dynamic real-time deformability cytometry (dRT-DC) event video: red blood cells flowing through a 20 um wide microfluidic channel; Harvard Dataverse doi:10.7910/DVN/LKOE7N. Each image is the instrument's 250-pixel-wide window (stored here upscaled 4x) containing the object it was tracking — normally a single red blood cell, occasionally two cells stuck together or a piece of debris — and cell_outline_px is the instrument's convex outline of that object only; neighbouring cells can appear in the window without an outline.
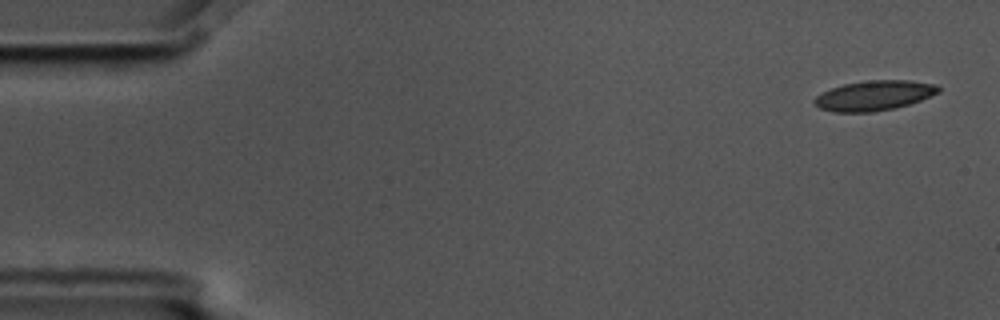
{"species": "common noctule bat (a hibernating species)", "species_latin": "Nyctalus noctula", "temperature_condition": "cold", "stored_images_in_passage": 7, "camera_frame_rate_fps": 3000, "um_per_image_px": 0.085, "animal": {"sex": "male", "body_mass_g": 17.5, "forearm_length_mm": 52.3}, "frame": {"image": 1, "passage_image": 1, "time_ms": 0.0, "image_size_px": [1000, 320], "cell_outline_px": [[940, 92], [920, 100], [908, 104], [892, 108], [872, 112], [832, 112], [820, 108], [812, 100], [816, 96], [832, 88], [844, 84], [872, 80], [908, 80], [936, 84], [940, 88]], "centroid_in_image_um": [74.3, 8.12], "position_along_channel_um": 10.7, "area_um2": 21.39}}
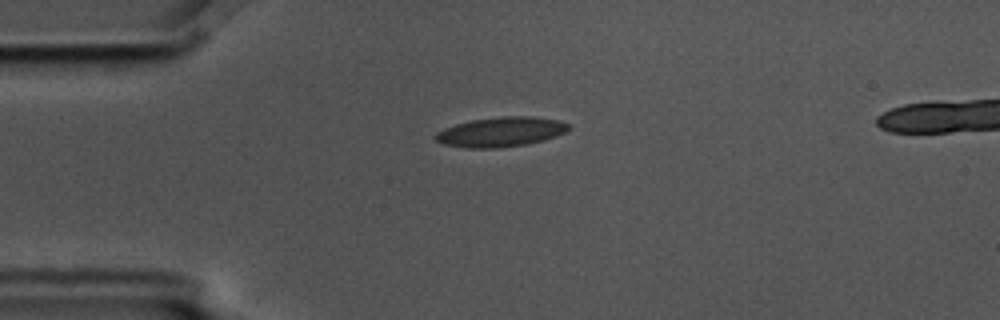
{"frame": {"image": 2, "passage_image": 4, "time_ms": 1.0, "image_size_px": [1000, 320], "cell_outline_px": [[572, 128], [556, 136], [544, 140], [528, 144], [496, 148], [468, 148], [444, 144], [436, 140], [436, 132], [444, 128], [456, 124], [472, 120], [500, 116], [528, 116], [560, 120], [568, 124]], "centroid_in_image_um": [42.6, 11.21], "position_along_channel_um": 42.4, "area_um2": 23.0}}